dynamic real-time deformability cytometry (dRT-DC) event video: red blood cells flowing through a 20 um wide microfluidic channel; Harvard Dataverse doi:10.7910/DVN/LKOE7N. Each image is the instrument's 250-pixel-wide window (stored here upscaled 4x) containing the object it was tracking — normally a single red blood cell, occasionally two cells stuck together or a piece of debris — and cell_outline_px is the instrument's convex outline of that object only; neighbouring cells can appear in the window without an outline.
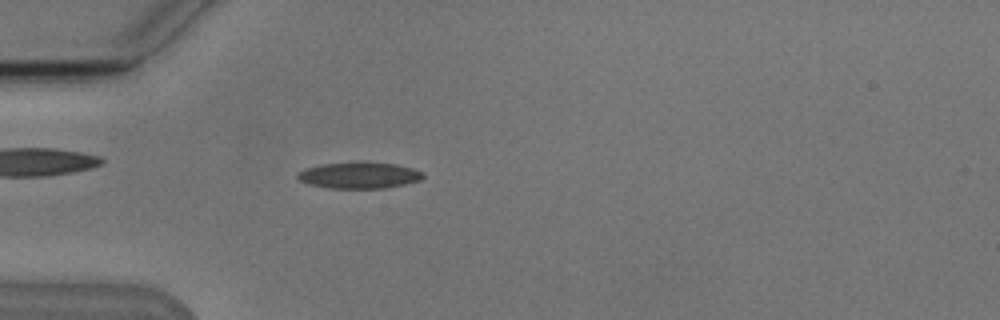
{"species": "Egyptian fruit bat (a non-hibernating species)", "species_latin": "Rousettus aegyptiacus", "temperature_condition": "cold", "stored_images_in_passage": 3, "camera_frame_rate_fps": 3000, "um_per_image_px": 0.085, "animal": {"sex": "male"}, "frame": {"image": 1, "passage_image": 3, "time_ms": 2.667, "image_size_px": [1000, 320], "cell_outline_px": [[424, 176], [420, 180], [404, 184], [384, 188], [328, 188], [312, 184], [300, 180], [296, 176], [296, 172], [304, 168], [324, 164], [356, 160], [364, 160], [396, 164], [412, 168], [420, 172]], "centroid_in_image_um": [30.5, 14.86], "position_along_channel_um": 54.5, "area_um2": 19.54}}